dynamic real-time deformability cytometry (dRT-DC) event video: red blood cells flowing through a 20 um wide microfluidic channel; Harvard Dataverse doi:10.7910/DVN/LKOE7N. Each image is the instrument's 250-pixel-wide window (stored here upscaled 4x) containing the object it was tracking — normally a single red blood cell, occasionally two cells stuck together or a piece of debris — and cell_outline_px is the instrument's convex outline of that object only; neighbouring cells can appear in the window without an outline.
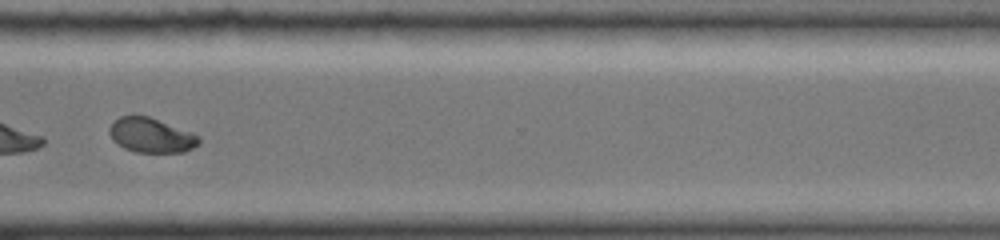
{"species": "common noctule bat (a hibernating species)", "species_latin": "Nyctalus noctula", "temperature_condition": "cold", "stored_images_in_passage": 46, "camera_frame_rate_fps": 3000, "um_per_image_px": 0.085, "animal": {"sex": "female", "body_mass_g": 19.0, "forearm_length_mm": 51.5}, "frame": {"image": 1, "passage_image": 37, "time_ms": 12.0, "image_size_px": [1000, 240], "cell_outline_px": [[200, 144], [184, 152], [136, 152], [124, 148], [112, 140], [108, 132], [108, 128], [112, 120], [120, 116], [148, 116], [192, 132], [200, 136]], "centroid_in_image_um": [12.83, 11.5], "position_along_channel_um": 357.8, "area_um2": 18.21}, "authors_computed_cell_mechanics": {"area_um2": 20.808, "velocity_mm_per_s": 3.9429, "shape_relaxation_time_tau1_ms": 3.1121, "shape_relaxation_time_tau2_ms": 2.1878, "deformation_change_tau1": 0.1449, "deformation_change_tau2": 0.0312}}